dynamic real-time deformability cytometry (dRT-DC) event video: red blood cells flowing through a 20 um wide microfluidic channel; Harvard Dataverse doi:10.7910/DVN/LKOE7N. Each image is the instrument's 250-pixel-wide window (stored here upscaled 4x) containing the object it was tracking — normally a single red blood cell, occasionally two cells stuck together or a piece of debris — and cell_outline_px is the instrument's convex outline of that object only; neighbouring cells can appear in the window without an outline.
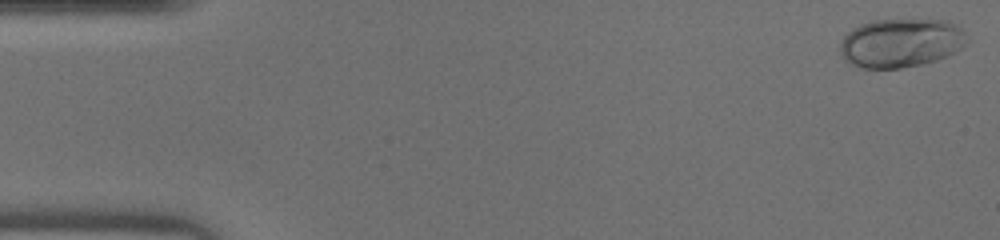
{"species": "human", "species_latin": "Homo sapiens", "temperature_condition": "warm", "stored_images_in_passage": 40, "camera_frame_rate_fps": 3000, "um_per_image_px": 0.085, "donor": {"sex": "male"}, "frame": {"image": 1, "passage_image": 1, "time_ms": 0.0, "image_size_px": [1000, 240], "cell_outline_px": [[968, 44], [936, 60], [920, 64], [900, 68], [860, 68], [844, 60], [840, 52], [840, 44], [844, 36], [852, 28], [860, 24], [872, 20], [948, 20], [960, 28], [964, 32]], "centroid_in_image_um": [76.54, 3.64], "position_along_channel_um": 8.5, "area_um2": 35.95}}
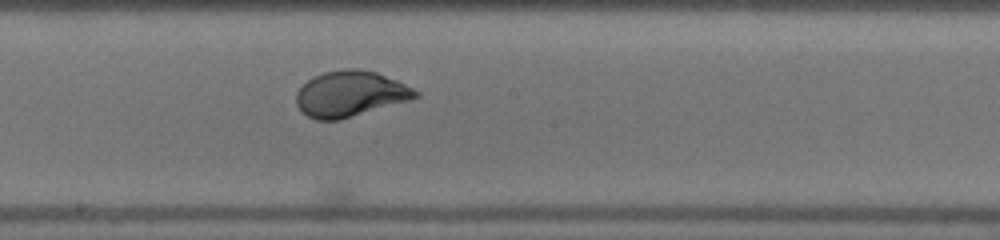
{"frame": {"image": 2, "passage_image": 25, "time_ms": 8.0, "image_size_px": [1000, 240], "cell_outline_px": [[420, 96], [412, 100], [340, 120], [316, 120], [308, 116], [296, 104], [296, 92], [312, 76], [324, 72], [348, 68], [352, 68], [376, 72], [396, 80], [420, 92]], "centroid_in_image_um": [29.79, 7.98], "position_along_channel_um": 218.4, "area_um2": 31.79}}
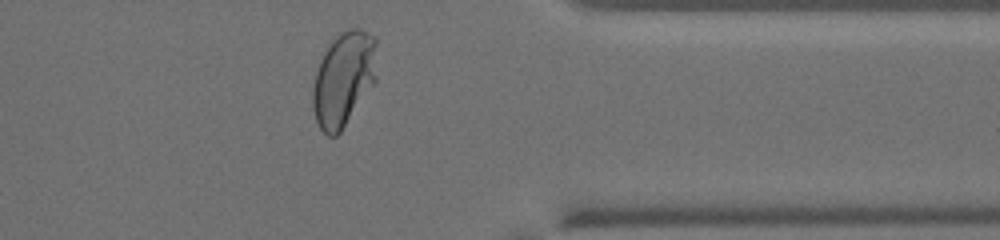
{"frame": {"image": 3, "passage_image": 37, "time_ms": 12.0, "image_size_px": [1000, 240], "cell_outline_px": [[376, 80], [340, 132], [336, 136], [328, 136], [320, 128], [316, 120], [312, 104], [312, 88], [316, 72], [320, 60], [332, 36], [336, 32], [344, 28], [360, 28], [376, 36]], "centroid_in_image_um": [29.2, 6.63], "position_along_channel_um": 382.2, "area_um2": 35.72}}